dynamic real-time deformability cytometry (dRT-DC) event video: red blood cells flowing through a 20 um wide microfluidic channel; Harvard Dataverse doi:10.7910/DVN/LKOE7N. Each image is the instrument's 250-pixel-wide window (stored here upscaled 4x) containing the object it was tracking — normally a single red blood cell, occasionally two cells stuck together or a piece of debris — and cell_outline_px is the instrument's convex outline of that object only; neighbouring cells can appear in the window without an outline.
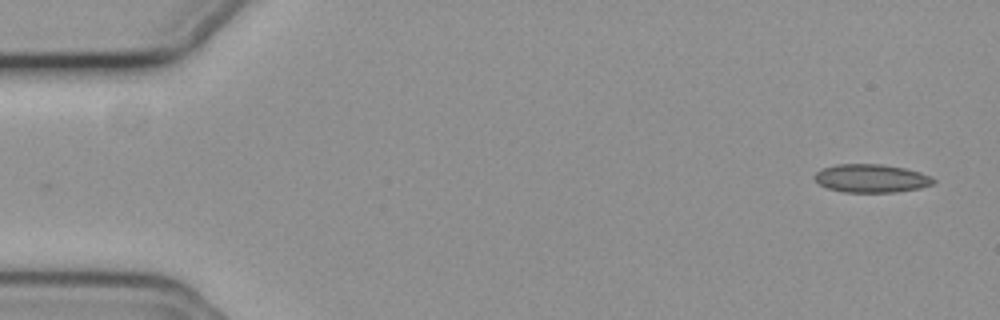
{"species": "common noctule bat (a hibernating species)", "species_latin": "Nyctalus noctula", "temperature_condition": "cold", "stored_images_in_passage": 54, "camera_frame_rate_fps": 3000, "um_per_image_px": 0.085, "animal": {"sex": "female", "body_mass_g": 19.3, "forearm_length_mm": 54.1}, "frame": {"image": 1, "passage_image": 1, "time_ms": 0.0, "image_size_px": [1000, 320], "cell_outline_px": [[936, 180], [932, 184], [920, 188], [896, 192], [844, 192], [828, 188], [820, 184], [812, 176], [820, 168], [836, 164], [880, 164], [904, 168], [920, 172], [932, 176]], "centroid_in_image_um": [74.05, 15.15], "position_along_channel_um": 11.0, "area_um2": 19.65}}
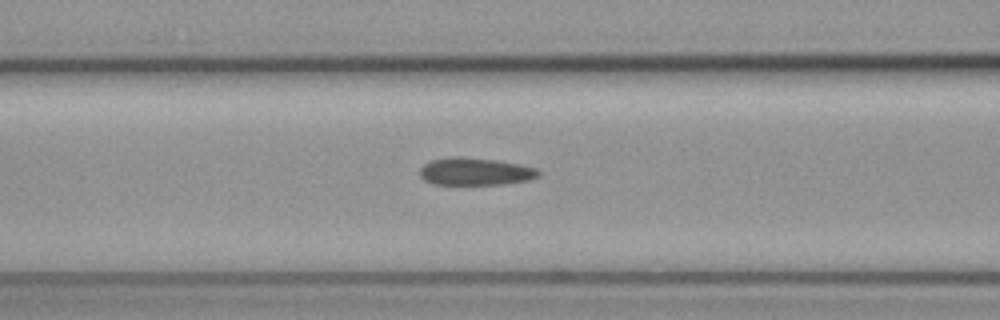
{"frame": {"image": 2, "passage_image": 21, "time_ms": 6.667, "image_size_px": [1000, 320], "cell_outline_px": [[540, 176], [528, 180], [504, 184], [432, 184], [424, 180], [420, 176], [420, 168], [424, 164], [432, 160], [452, 156], [460, 156], [496, 160], [520, 164], [536, 168], [540, 172]], "centroid_in_image_um": [40.39, 14.57], "position_along_channel_um": 126.2, "area_um2": 19.07}}
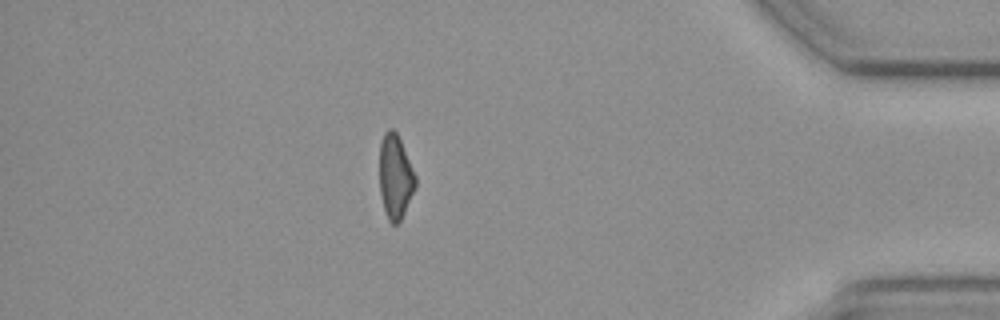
{"frame": {"image": 3, "passage_image": 47, "time_ms": 15.333, "image_size_px": [1000, 320], "cell_outline_px": [[416, 188], [400, 220], [396, 224], [392, 224], [388, 220], [384, 208], [380, 192], [380, 144], [384, 132], [388, 128], [392, 128], [396, 132], [400, 140], [416, 176]], "centroid_in_image_um": [33.6, 15.01], "position_along_channel_um": 401.6, "area_um2": 17.46}, "authors_computed_cell_mechanics": {"area_um2": 19.3341, "velocity_mm_per_s": 3.6925, "shape_relaxation_time_tau1_ms": null, "shape_relaxation_time_tau2_ms": 9.0085, "deformation_change_tau1": null, "deformation_change_tau2": 0.1628}}